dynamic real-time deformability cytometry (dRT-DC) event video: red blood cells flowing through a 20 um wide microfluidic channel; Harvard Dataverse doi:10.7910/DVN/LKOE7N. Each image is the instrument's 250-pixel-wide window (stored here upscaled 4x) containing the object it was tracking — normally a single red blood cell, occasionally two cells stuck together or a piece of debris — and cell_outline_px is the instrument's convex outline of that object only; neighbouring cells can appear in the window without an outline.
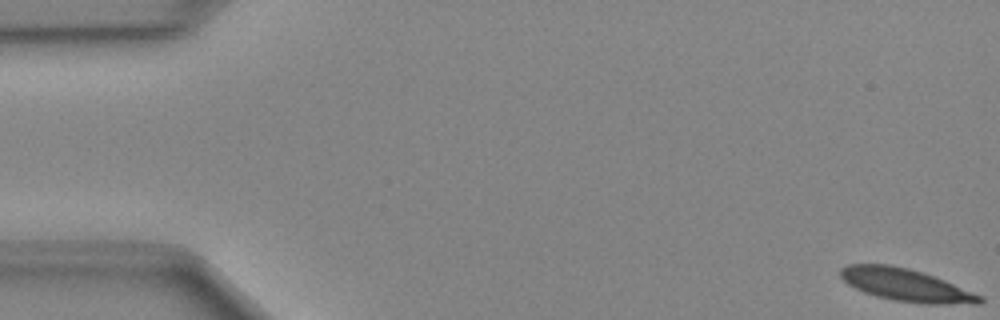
{"species": "Egyptian fruit bat (a non-hibernating species)", "species_latin": "Rousettus aegyptiacus", "temperature_condition": "cold", "stored_images_in_passage": 50, "camera_frame_rate_fps": 3000, "um_per_image_px": 0.085, "animal": {"sex": "female"}, "frame": {"image": 1, "passage_image": 1, "time_ms": 0.0, "image_size_px": [1000, 320], "cell_outline_px": [[984, 300], [980, 304], [924, 304], [896, 300], [876, 296], [864, 292], [848, 284], [840, 276], [840, 268], [848, 264], [888, 264], [908, 268], [924, 272], [984, 296]], "centroid_in_image_um": [77.04, 24.23], "position_along_channel_um": 8.0, "area_um2": 26.41}}
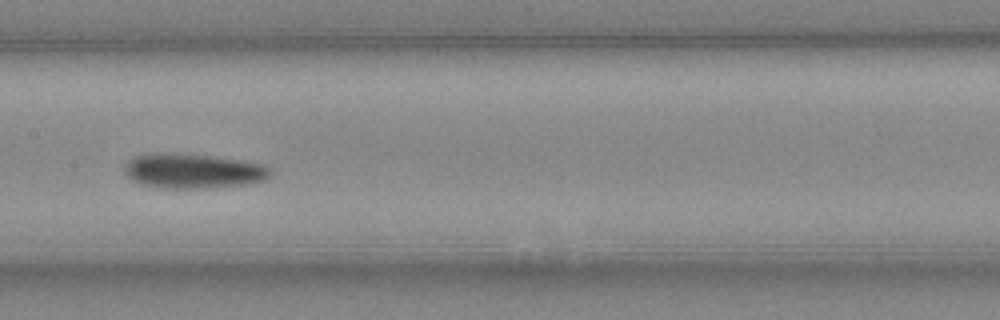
{"frame": {"image": 2, "passage_image": 25, "time_ms": 8.0, "image_size_px": [1000, 320], "cell_outline_px": [[272, 172], [264, 180], [252, 184], [204, 188], [156, 188], [140, 184], [132, 180], [124, 172], [124, 164], [128, 160], [136, 156], [204, 156], [236, 160], [260, 164], [268, 168]], "centroid_in_image_um": [16.42, 14.61], "position_along_channel_um": 191.0, "area_um2": 28.26}}
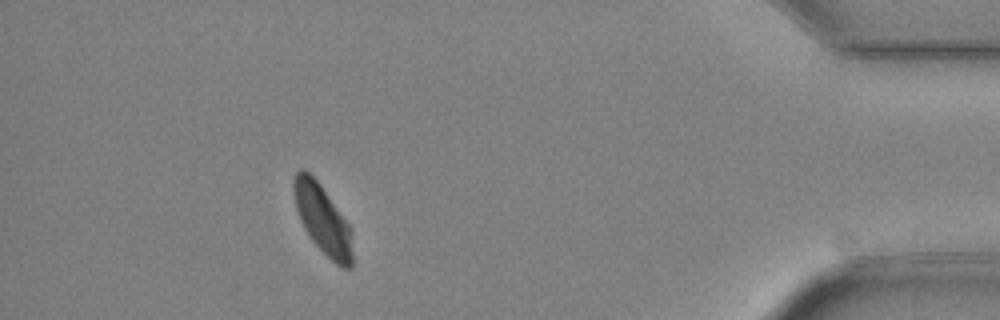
{"frame": {"image": 3, "passage_image": 45, "time_ms": 14.667, "image_size_px": [1000, 320], "cell_outline_px": [[352, 268], [344, 268], [336, 264], [312, 240], [304, 228], [300, 220], [296, 208], [292, 188], [292, 180], [296, 172], [300, 168], [304, 168], [320, 184], [352, 228]], "centroid_in_image_um": [27.42, 18.62], "position_along_channel_um": 407.8, "area_um2": 23.64}}